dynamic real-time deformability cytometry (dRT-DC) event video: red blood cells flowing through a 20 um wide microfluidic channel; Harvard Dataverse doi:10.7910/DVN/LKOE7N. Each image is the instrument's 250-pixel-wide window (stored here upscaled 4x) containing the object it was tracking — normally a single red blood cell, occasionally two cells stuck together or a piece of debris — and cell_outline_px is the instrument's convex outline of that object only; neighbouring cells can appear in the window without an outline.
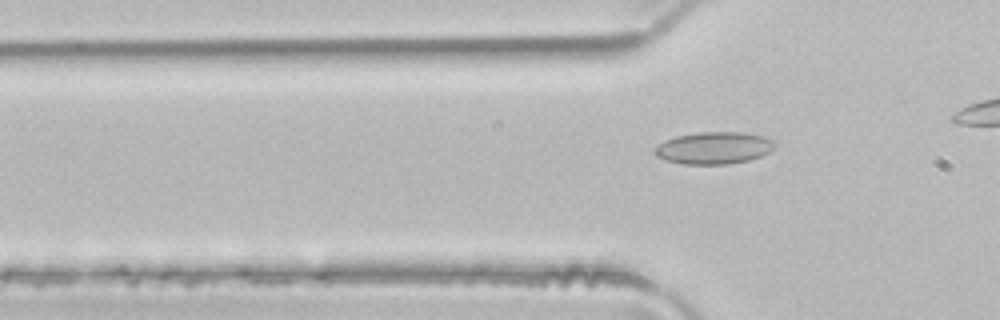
{"species": "common noctule bat (a hibernating species)", "species_latin": "Nyctalus noctula", "temperature_condition": "room temperature", "stored_images_in_passage": 5, "camera_frame_rate_fps": 3000, "um_per_image_px": 0.085, "animal": {"sex": "male", "body_mass_g": 21.5, "forearm_length_mm": 52.0}, "frame": {"image": 1, "passage_image": 5, "time_ms": 1.333, "image_size_px": [1000, 320], "cell_outline_px": [[776, 148], [760, 156], [748, 160], [728, 164], [684, 164], [668, 160], [656, 156], [652, 152], [652, 148], [664, 140], [676, 136], [700, 132], [744, 132], [764, 136], [776, 140]], "centroid_in_image_um": [60.69, 12.56], "position_along_channel_um": 65.1, "area_um2": 22.72}}